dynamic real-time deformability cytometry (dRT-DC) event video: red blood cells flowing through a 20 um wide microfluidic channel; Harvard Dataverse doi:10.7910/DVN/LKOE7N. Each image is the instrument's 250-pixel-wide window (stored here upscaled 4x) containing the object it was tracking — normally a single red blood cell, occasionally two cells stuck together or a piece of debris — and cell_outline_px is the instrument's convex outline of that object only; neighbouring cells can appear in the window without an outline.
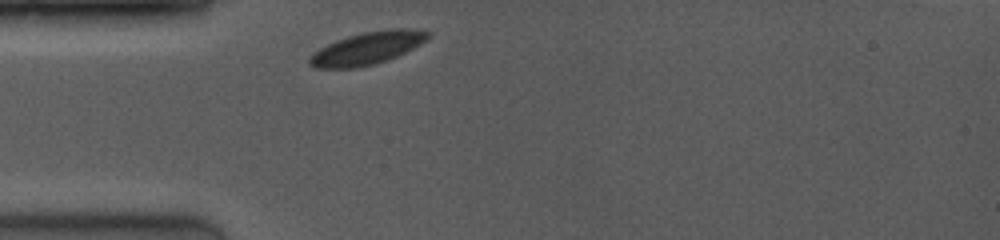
{"species": "common noctule bat (a hibernating species)", "species_latin": "Nyctalus noctula", "temperature_condition": "room temperature", "stored_images_in_passage": 24, "camera_frame_rate_fps": 4000, "um_per_image_px": 0.085, "animal": {"sex": "female", "body_mass_g": 19.0, "forearm_length_mm": 53.3}, "frame": {"image": 1, "passage_image": 1, "time_ms": 0.0, "image_size_px": [1000, 240], "cell_outline_px": [[428, 36], [420, 44], [396, 56], [376, 64], [356, 68], [316, 68], [308, 64], [308, 60], [320, 48], [328, 44], [348, 36], [364, 32], [396, 28], [400, 28], [428, 32]], "centroid_in_image_um": [31.17, 4.12], "position_along_channel_um": 53.8, "area_um2": 21.79}}
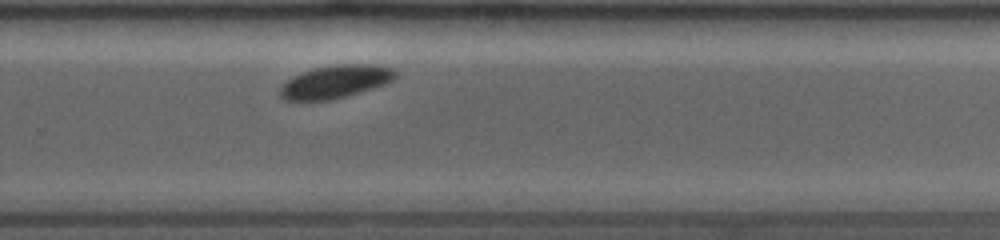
{"frame": {"image": 2, "passage_image": 17, "time_ms": 6.5, "image_size_px": [1000, 240], "cell_outline_px": [[396, 76], [392, 80], [384, 84], [332, 100], [284, 100], [280, 96], [280, 88], [288, 80], [304, 72], [316, 68], [344, 64], [360, 64], [392, 68], [396, 72]], "centroid_in_image_um": [28.5, 6.96], "position_along_channel_um": 301.3, "area_um2": 21.33}}
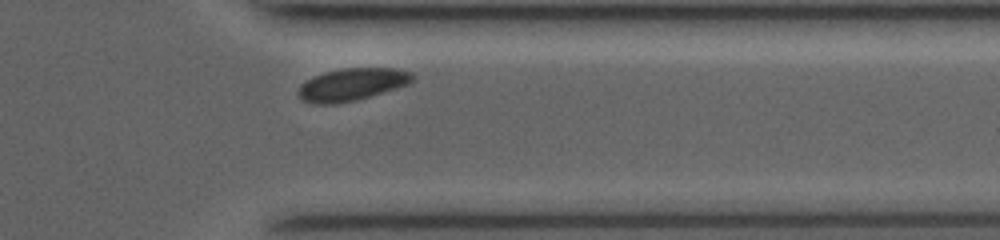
{"frame": {"image": 3, "passage_image": 22, "time_ms": 8.5, "image_size_px": [1000, 240], "cell_outline_px": [[416, 76], [408, 84], [396, 88], [356, 100], [336, 104], [316, 104], [304, 100], [296, 92], [300, 84], [312, 76], [344, 68], [392, 68], [412, 72]], "centroid_in_image_um": [29.9, 7.18], "position_along_channel_um": 381.5, "area_um2": 21.44}}